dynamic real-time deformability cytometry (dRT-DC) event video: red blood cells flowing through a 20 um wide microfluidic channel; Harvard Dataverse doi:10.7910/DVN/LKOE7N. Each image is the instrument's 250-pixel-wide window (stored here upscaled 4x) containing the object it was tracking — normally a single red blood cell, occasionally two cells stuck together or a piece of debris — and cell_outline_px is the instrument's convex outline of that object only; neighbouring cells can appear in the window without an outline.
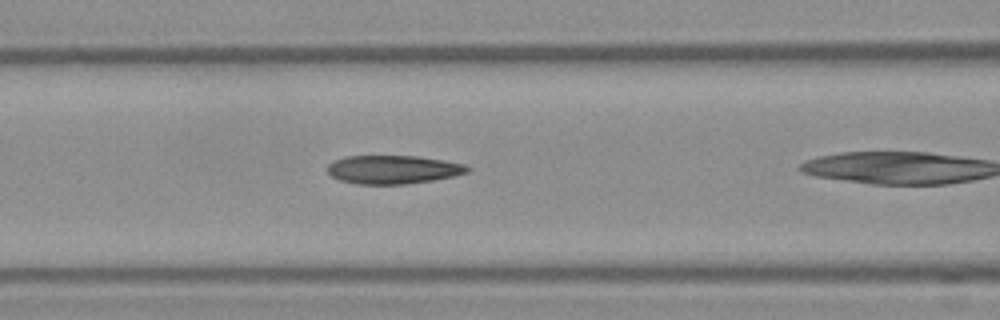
{"species": "Egyptian fruit bat (a non-hibernating species)", "species_latin": "Rousettus aegyptiacus", "temperature_condition": "warm", "stored_images_in_passage": 14, "camera_frame_rate_fps": 3000, "um_per_image_px": 0.085, "frame": {"image": 1, "passage_image": 5, "time_ms": 1.333, "image_size_px": [1000, 320], "cell_outline_px": [[472, 168], [468, 172], [456, 176], [432, 180], [404, 184], [356, 184], [340, 180], [332, 176], [328, 172], [328, 164], [332, 160], [344, 156], [420, 156], [464, 164]], "centroid_in_image_um": [33.41, 14.4], "position_along_channel_um": 133.2, "area_um2": 23.35}}
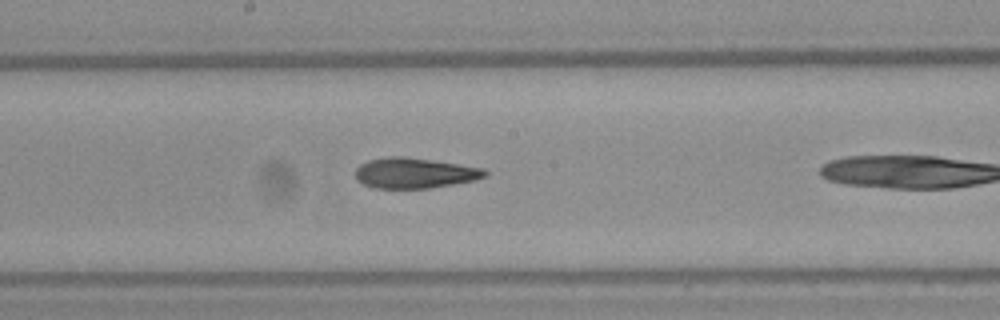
{"frame": {"image": 2, "passage_image": 10, "time_ms": 3.0, "image_size_px": [1000, 320], "cell_outline_px": [[488, 172], [484, 176], [472, 180], [452, 184], [428, 188], [372, 188], [356, 180], [356, 168], [360, 164], [368, 160], [388, 156], [400, 156], [432, 160], [484, 168]], "centroid_in_image_um": [35.18, 14.7], "position_along_channel_um": 213.0, "area_um2": 22.77}}
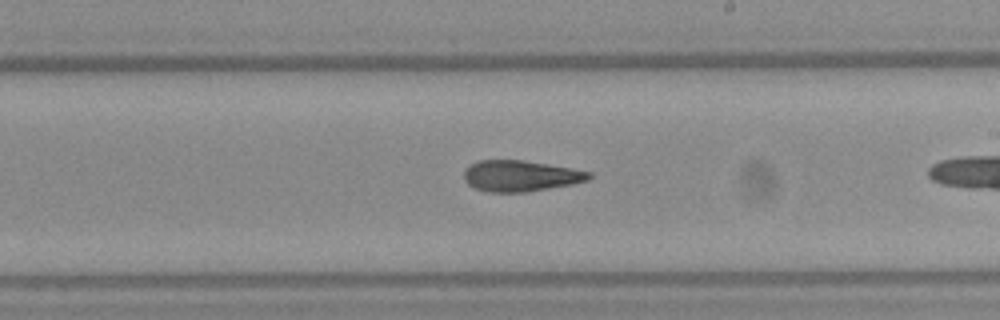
{"frame": {"image": 3, "passage_image": 12, "time_ms": 3.667, "image_size_px": [1000, 320], "cell_outline_px": [[592, 176], [588, 180], [572, 184], [524, 192], [488, 192], [476, 188], [468, 184], [464, 180], [464, 172], [468, 164], [476, 160], [524, 160], [572, 168], [592, 172]], "centroid_in_image_um": [44.22, 14.94], "position_along_channel_um": 244.8, "area_um2": 22.66}}